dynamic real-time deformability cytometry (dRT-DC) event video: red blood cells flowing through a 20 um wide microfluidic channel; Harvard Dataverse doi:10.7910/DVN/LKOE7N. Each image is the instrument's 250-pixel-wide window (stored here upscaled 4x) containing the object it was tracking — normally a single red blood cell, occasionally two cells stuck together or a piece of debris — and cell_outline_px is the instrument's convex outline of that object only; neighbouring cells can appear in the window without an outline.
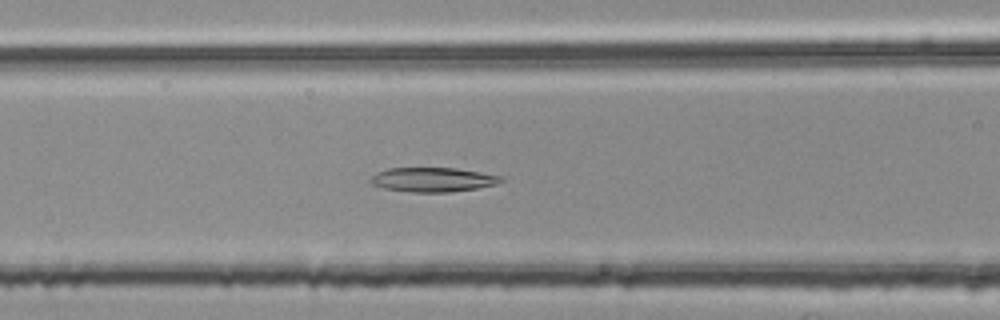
{"species": "common noctule bat (a hibernating species)", "species_latin": "Nyctalus noctula", "temperature_condition": "room temperature", "stored_images_in_passage": 40, "camera_frame_rate_fps": 3000, "um_per_image_px": 0.085, "animal": {"sex": "female", "body_mass_g": 25.1}, "frame": {"image": 1, "passage_image": 8, "time_ms": 2.333, "image_size_px": [1000, 320], "cell_outline_px": [[504, 180], [496, 184], [476, 188], [448, 192], [412, 192], [384, 188], [372, 184], [368, 180], [376, 172], [388, 168], [456, 168], [480, 172], [500, 176]], "centroid_in_image_um": [36.75, 15.26], "position_along_channel_um": 129.8, "area_um2": 18.38}}
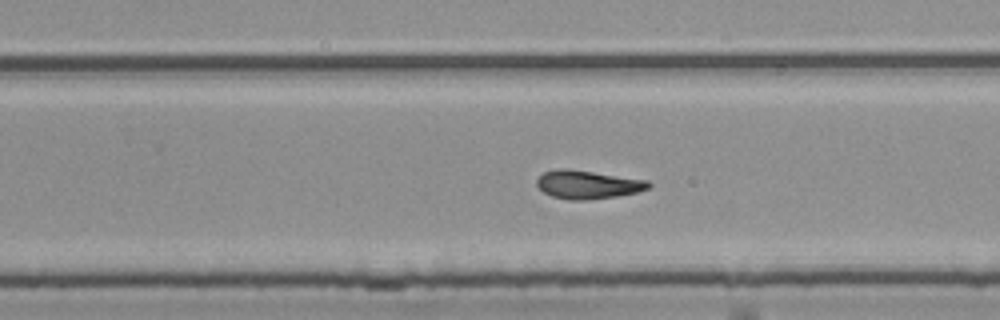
{"frame": {"image": 2, "passage_image": 20, "time_ms": 6.333, "image_size_px": [1000, 320], "cell_outline_px": [[652, 184], [648, 188], [636, 192], [616, 196], [588, 200], [568, 200], [552, 196], [544, 192], [536, 184], [536, 180], [544, 172], [556, 168], [564, 168], [648, 180]], "centroid_in_image_um": [49.93, 15.69], "position_along_channel_um": 279.9, "area_um2": 18.32}}
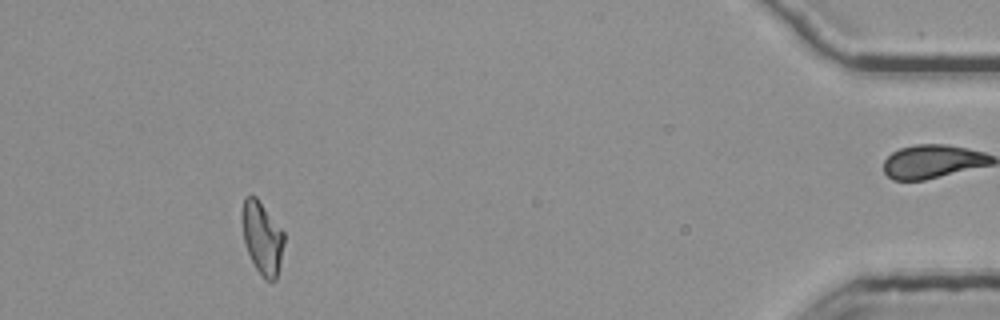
{"frame": {"image": 3, "passage_image": 36, "time_ms": 11.667, "image_size_px": [1000, 320], "cell_outline_px": [[284, 244], [280, 264], [276, 280], [264, 280], [256, 268], [248, 252], [244, 240], [240, 216], [240, 212], [244, 196], [256, 196], [284, 232]], "centroid_in_image_um": [22.27, 20.19], "position_along_channel_um": 412.9, "area_um2": 17.86}, "authors_computed_cell_mechanics": {"area_um2": 18.1203, "velocity_mm_per_s": 3.7622, "shape_relaxation_time_tau1_ms": 10.3167, "shape_relaxation_time_tau2_ms": 5.0596, "deformation_change_tau1": 0.2448, "deformation_change_tau2": 0.138}}